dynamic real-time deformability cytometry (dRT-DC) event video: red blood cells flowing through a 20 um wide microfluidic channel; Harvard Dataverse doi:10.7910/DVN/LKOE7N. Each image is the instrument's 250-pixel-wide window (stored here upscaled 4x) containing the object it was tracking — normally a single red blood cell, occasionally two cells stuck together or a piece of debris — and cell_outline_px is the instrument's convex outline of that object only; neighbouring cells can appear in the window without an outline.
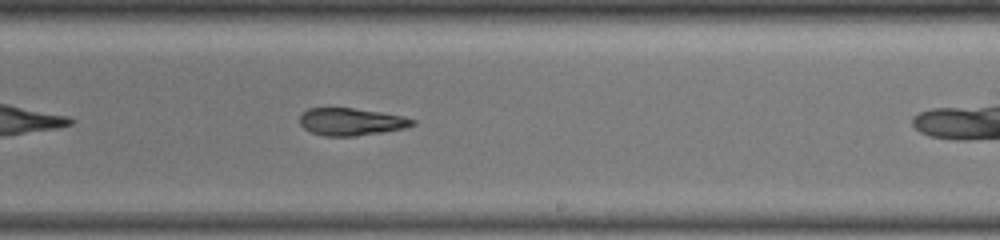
{"species": "common noctule bat (a hibernating species)", "species_latin": "Nyctalus noctula", "temperature_condition": "warm", "stored_images_in_passage": 33, "camera_frame_rate_fps": 3000, "um_per_image_px": 0.085, "animal": {"sex": "female", "body_mass_g": 19.5, "forearm_length_mm": 54.1}, "frame": {"image": 1, "passage_image": 19, "time_ms": 6.0, "image_size_px": [1000, 240], "cell_outline_px": [[416, 124], [404, 128], [356, 136], [324, 136], [312, 132], [304, 128], [300, 124], [300, 116], [308, 108], [352, 108], [380, 112], [400, 116], [416, 120]], "centroid_in_image_um": [29.83, 10.35], "position_along_channel_um": 259.2, "area_um2": 17.74}}